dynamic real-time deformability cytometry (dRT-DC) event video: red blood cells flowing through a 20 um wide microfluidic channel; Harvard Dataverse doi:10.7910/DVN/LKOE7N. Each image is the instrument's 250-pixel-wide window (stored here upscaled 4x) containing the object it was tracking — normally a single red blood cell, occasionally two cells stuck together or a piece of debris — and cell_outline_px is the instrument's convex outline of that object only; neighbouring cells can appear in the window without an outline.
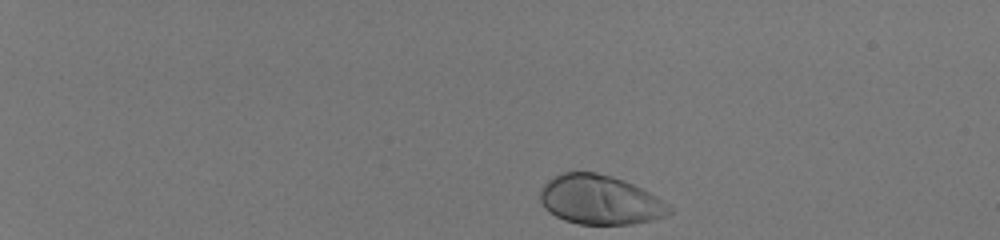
{"species": "human", "species_latin": "Homo sapiens", "temperature_condition": "room temperature", "stored_images_in_passage": 42, "camera_frame_rate_fps": 3000, "um_per_image_px": 0.085, "donor": {"sex": "male"}, "frame": {"image": 1, "passage_image": 1, "time_ms": 0.0, "image_size_px": [1000, 240], "cell_outline_px": [[672, 212], [664, 216], [652, 220], [632, 224], [580, 224], [564, 220], [548, 212], [544, 208], [540, 200], [540, 188], [548, 180], [560, 172], [596, 172], [612, 176], [624, 180], [656, 196], [668, 204], [672, 208]], "centroid_in_image_um": [50.97, 16.98], "position_along_channel_um": 34.0, "area_um2": 37.17}}
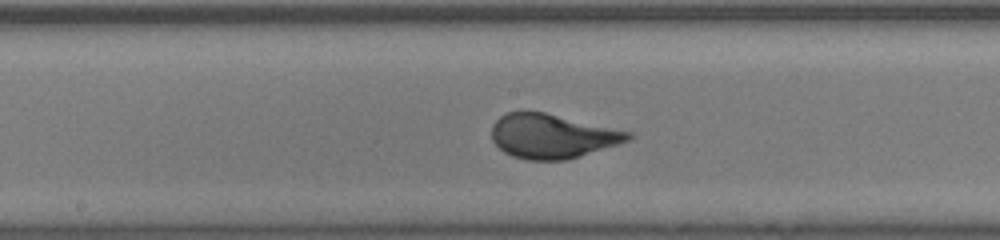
{"frame": {"image": 2, "passage_image": 23, "time_ms": 7.333, "image_size_px": [1000, 240], "cell_outline_px": [[636, 136], [628, 140], [616, 144], [564, 160], [528, 160], [512, 156], [504, 152], [492, 140], [492, 124], [500, 116], [508, 112], [524, 108], [544, 112], [636, 132]], "centroid_in_image_um": [46.92, 11.52], "position_along_channel_um": 201.3, "area_um2": 35.6}}
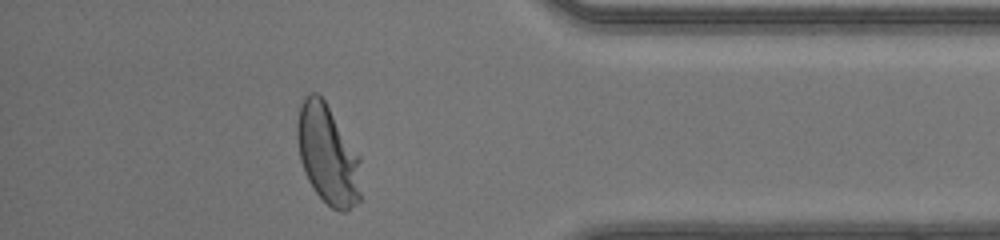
{"frame": {"image": 3, "passage_image": 39, "time_ms": 12.667, "image_size_px": [1000, 240], "cell_outline_px": [[360, 200], [356, 204], [344, 212], [340, 212], [332, 208], [312, 188], [304, 172], [300, 160], [296, 136], [296, 124], [300, 104], [304, 96], [312, 92], [316, 92], [324, 100], [360, 156]], "centroid_in_image_um": [27.84, 13.14], "position_along_channel_um": 407.4, "area_um2": 37.11}, "authors_computed_cell_mechanics": {"area_um2": 35.5759, "velocity_mm_per_s": 4.1143, "shape_relaxation_time_tau1_ms": 2.689, "shape_relaxation_time_tau2_ms": null, "deformation_change_tau1": 0.1846, "deformation_change_tau2": null}}